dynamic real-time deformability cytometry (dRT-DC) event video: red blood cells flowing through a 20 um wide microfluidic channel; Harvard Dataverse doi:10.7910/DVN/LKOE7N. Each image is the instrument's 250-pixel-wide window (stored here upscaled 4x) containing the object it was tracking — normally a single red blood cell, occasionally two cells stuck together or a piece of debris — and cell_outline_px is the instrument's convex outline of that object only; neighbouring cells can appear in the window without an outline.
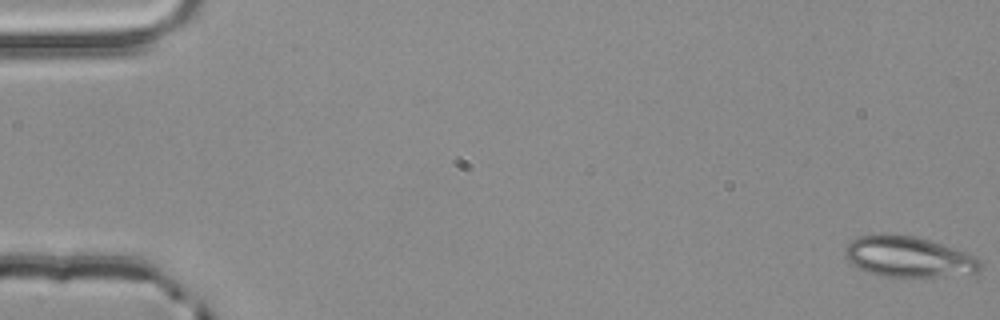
{"species": "common noctule bat (a hibernating species)", "species_latin": "Nyctalus noctula", "temperature_condition": "room temperature", "stored_images_in_passage": 55, "camera_frame_rate_fps": 3000, "um_per_image_px": 0.085, "animal": {"sex": "male", "body_mass_g": 20.4}, "frame": {"image": 1, "passage_image": 1, "time_ms": 0.0, "image_size_px": [1000, 320], "cell_outline_px": [[984, 264], [980, 272], [912, 280], [880, 276], [868, 272], [852, 264], [844, 256], [844, 248], [852, 240], [860, 236], [872, 232], [888, 232], [916, 236], [964, 252], [980, 260]], "centroid_in_image_um": [77.19, 21.85], "position_along_channel_um": 7.8, "area_um2": 33.29}}
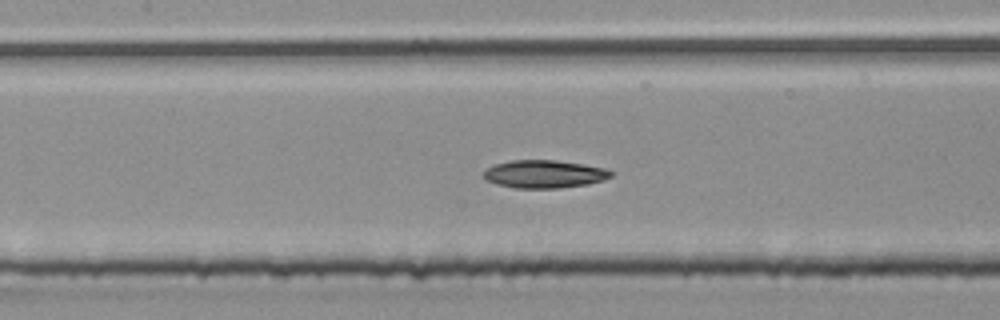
{"frame": {"image": 2, "passage_image": 26, "time_ms": 8.333, "image_size_px": [1000, 320], "cell_outline_px": [[612, 176], [604, 180], [588, 184], [560, 188], [512, 188], [496, 184], [484, 180], [484, 168], [492, 164], [512, 160], [556, 160], [584, 164], [608, 168], [612, 172]], "centroid_in_image_um": [46.24, 14.79], "position_along_channel_um": 161.2, "area_um2": 21.1}}
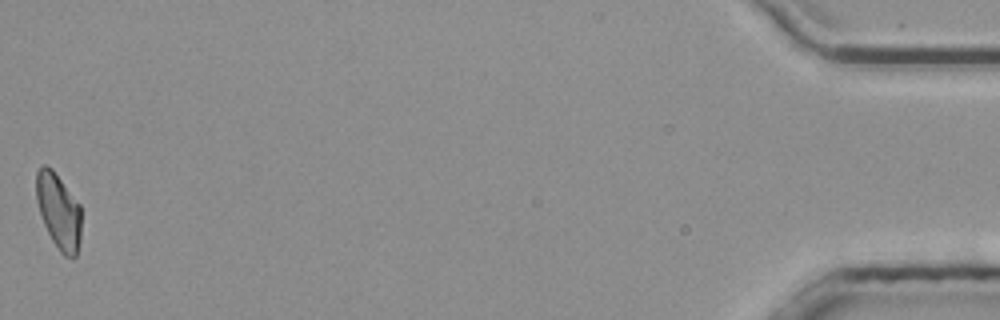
{"frame": {"image": 3, "passage_image": 55, "time_ms": 18.0, "image_size_px": [1000, 320], "cell_outline_px": [[80, 240], [76, 256], [64, 256], [60, 252], [52, 240], [44, 224], [36, 200], [36, 172], [40, 164], [44, 164], [52, 168], [80, 204]], "centroid_in_image_um": [4.97, 17.91], "position_along_channel_um": 430.2, "area_um2": 19.77}, "authors_computed_cell_mechanics": {"area_um2": 20.808, "velocity_mm_per_s": 3.8532, "shape_relaxation_time_tau1_ms": 5.9182, "shape_relaxation_time_tau2_ms": 7.8647, "deformation_change_tau1": 0.1558, "deformation_change_tau2": 0.1309}}